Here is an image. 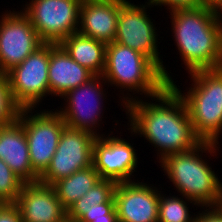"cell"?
I'll return each mask as SVG.
<instances>
[{
	"label": "cell",
	"instance_id": "cell-1",
	"mask_svg": "<svg viewBox=\"0 0 222 222\" xmlns=\"http://www.w3.org/2000/svg\"><path fill=\"white\" fill-rule=\"evenodd\" d=\"M141 98L135 95L125 106L130 126L127 130L157 148L158 163L170 154L189 151L202 142L195 135L184 100L171 85L152 96L150 102Z\"/></svg>",
	"mask_w": 222,
	"mask_h": 222
},
{
	"label": "cell",
	"instance_id": "cell-2",
	"mask_svg": "<svg viewBox=\"0 0 222 222\" xmlns=\"http://www.w3.org/2000/svg\"><path fill=\"white\" fill-rule=\"evenodd\" d=\"M174 43L188 73L222 67L218 13L203 5L171 11Z\"/></svg>",
	"mask_w": 222,
	"mask_h": 222
},
{
	"label": "cell",
	"instance_id": "cell-3",
	"mask_svg": "<svg viewBox=\"0 0 222 222\" xmlns=\"http://www.w3.org/2000/svg\"><path fill=\"white\" fill-rule=\"evenodd\" d=\"M217 145L201 142L189 151L170 154L159 162L179 195L195 201L200 207L221 206V179L212 170L211 164L202 159L207 157V153L215 156L220 148ZM203 153L206 154L203 156Z\"/></svg>",
	"mask_w": 222,
	"mask_h": 222
},
{
	"label": "cell",
	"instance_id": "cell-4",
	"mask_svg": "<svg viewBox=\"0 0 222 222\" xmlns=\"http://www.w3.org/2000/svg\"><path fill=\"white\" fill-rule=\"evenodd\" d=\"M102 77L110 86L123 92L120 101L123 110L134 100V94L150 98L159 94L168 84L161 69L147 56L128 46L112 42L106 46L105 68ZM122 89V90H121ZM132 92V95H130ZM132 96V97H131ZM131 97V98H130Z\"/></svg>",
	"mask_w": 222,
	"mask_h": 222
},
{
	"label": "cell",
	"instance_id": "cell-5",
	"mask_svg": "<svg viewBox=\"0 0 222 222\" xmlns=\"http://www.w3.org/2000/svg\"><path fill=\"white\" fill-rule=\"evenodd\" d=\"M189 74L193 83L187 92L182 93L176 81L171 86L186 104L195 135L202 142L218 144L222 133V67Z\"/></svg>",
	"mask_w": 222,
	"mask_h": 222
},
{
	"label": "cell",
	"instance_id": "cell-6",
	"mask_svg": "<svg viewBox=\"0 0 222 222\" xmlns=\"http://www.w3.org/2000/svg\"><path fill=\"white\" fill-rule=\"evenodd\" d=\"M152 5L145 2L143 5H135L131 0H126L120 7L116 43L128 46L129 48L149 57L160 69L164 80L171 85L172 79L166 66L163 65L161 55L158 49V34L153 24L152 17L146 12L147 7L150 9Z\"/></svg>",
	"mask_w": 222,
	"mask_h": 222
},
{
	"label": "cell",
	"instance_id": "cell-7",
	"mask_svg": "<svg viewBox=\"0 0 222 222\" xmlns=\"http://www.w3.org/2000/svg\"><path fill=\"white\" fill-rule=\"evenodd\" d=\"M35 110L21 109L17 120L26 134L32 169L41 176L51 163L66 125L56 110Z\"/></svg>",
	"mask_w": 222,
	"mask_h": 222
},
{
	"label": "cell",
	"instance_id": "cell-8",
	"mask_svg": "<svg viewBox=\"0 0 222 222\" xmlns=\"http://www.w3.org/2000/svg\"><path fill=\"white\" fill-rule=\"evenodd\" d=\"M83 0H31L22 11L44 43L59 44L78 32ZM25 6V7H24Z\"/></svg>",
	"mask_w": 222,
	"mask_h": 222
},
{
	"label": "cell",
	"instance_id": "cell-9",
	"mask_svg": "<svg viewBox=\"0 0 222 222\" xmlns=\"http://www.w3.org/2000/svg\"><path fill=\"white\" fill-rule=\"evenodd\" d=\"M49 60L50 43H44L6 73L12 98L21 109H37L42 100L50 95Z\"/></svg>",
	"mask_w": 222,
	"mask_h": 222
},
{
	"label": "cell",
	"instance_id": "cell-10",
	"mask_svg": "<svg viewBox=\"0 0 222 222\" xmlns=\"http://www.w3.org/2000/svg\"><path fill=\"white\" fill-rule=\"evenodd\" d=\"M105 84L107 82L102 76H94L87 83L73 88L61 97L66 102L65 106L56 111L67 127L90 132L96 137L105 135L99 134L97 129L100 128L104 116L103 101L107 97V93H104L106 89L103 88Z\"/></svg>",
	"mask_w": 222,
	"mask_h": 222
},
{
	"label": "cell",
	"instance_id": "cell-11",
	"mask_svg": "<svg viewBox=\"0 0 222 222\" xmlns=\"http://www.w3.org/2000/svg\"><path fill=\"white\" fill-rule=\"evenodd\" d=\"M0 17V73L6 74L44 42L22 10H7Z\"/></svg>",
	"mask_w": 222,
	"mask_h": 222
},
{
	"label": "cell",
	"instance_id": "cell-12",
	"mask_svg": "<svg viewBox=\"0 0 222 222\" xmlns=\"http://www.w3.org/2000/svg\"><path fill=\"white\" fill-rule=\"evenodd\" d=\"M96 136L90 132L65 127L51 163L39 177V182L53 185L74 172L92 166Z\"/></svg>",
	"mask_w": 222,
	"mask_h": 222
},
{
	"label": "cell",
	"instance_id": "cell-13",
	"mask_svg": "<svg viewBox=\"0 0 222 222\" xmlns=\"http://www.w3.org/2000/svg\"><path fill=\"white\" fill-rule=\"evenodd\" d=\"M113 132L97 137L93 144L92 165L101 179H110L116 183L130 182L138 167L136 149L129 141Z\"/></svg>",
	"mask_w": 222,
	"mask_h": 222
},
{
	"label": "cell",
	"instance_id": "cell-14",
	"mask_svg": "<svg viewBox=\"0 0 222 222\" xmlns=\"http://www.w3.org/2000/svg\"><path fill=\"white\" fill-rule=\"evenodd\" d=\"M161 191L136 181L117 183L114 190L118 222H158Z\"/></svg>",
	"mask_w": 222,
	"mask_h": 222
},
{
	"label": "cell",
	"instance_id": "cell-15",
	"mask_svg": "<svg viewBox=\"0 0 222 222\" xmlns=\"http://www.w3.org/2000/svg\"><path fill=\"white\" fill-rule=\"evenodd\" d=\"M23 222H63L67 210L52 185L38 182L24 183L15 203Z\"/></svg>",
	"mask_w": 222,
	"mask_h": 222
},
{
	"label": "cell",
	"instance_id": "cell-16",
	"mask_svg": "<svg viewBox=\"0 0 222 222\" xmlns=\"http://www.w3.org/2000/svg\"><path fill=\"white\" fill-rule=\"evenodd\" d=\"M125 1L83 0L78 32L105 44L114 42L120 7Z\"/></svg>",
	"mask_w": 222,
	"mask_h": 222
},
{
	"label": "cell",
	"instance_id": "cell-17",
	"mask_svg": "<svg viewBox=\"0 0 222 222\" xmlns=\"http://www.w3.org/2000/svg\"><path fill=\"white\" fill-rule=\"evenodd\" d=\"M94 76L86 67L74 61L60 44L50 43L48 80L51 97L61 98Z\"/></svg>",
	"mask_w": 222,
	"mask_h": 222
},
{
	"label": "cell",
	"instance_id": "cell-18",
	"mask_svg": "<svg viewBox=\"0 0 222 222\" xmlns=\"http://www.w3.org/2000/svg\"><path fill=\"white\" fill-rule=\"evenodd\" d=\"M0 159L25 183L39 181L40 176L32 169L30 163L24 128L18 120L0 126Z\"/></svg>",
	"mask_w": 222,
	"mask_h": 222
},
{
	"label": "cell",
	"instance_id": "cell-19",
	"mask_svg": "<svg viewBox=\"0 0 222 222\" xmlns=\"http://www.w3.org/2000/svg\"><path fill=\"white\" fill-rule=\"evenodd\" d=\"M69 56L95 76H102L105 68L106 46L104 42L76 32L59 43Z\"/></svg>",
	"mask_w": 222,
	"mask_h": 222
},
{
	"label": "cell",
	"instance_id": "cell-20",
	"mask_svg": "<svg viewBox=\"0 0 222 222\" xmlns=\"http://www.w3.org/2000/svg\"><path fill=\"white\" fill-rule=\"evenodd\" d=\"M99 180H101L99 173L92 165L56 181L52 186L61 204L68 210L72 204L83 197Z\"/></svg>",
	"mask_w": 222,
	"mask_h": 222
},
{
	"label": "cell",
	"instance_id": "cell-21",
	"mask_svg": "<svg viewBox=\"0 0 222 222\" xmlns=\"http://www.w3.org/2000/svg\"><path fill=\"white\" fill-rule=\"evenodd\" d=\"M116 182L110 179L99 180L83 197L78 199L67 210V218L77 222L88 210L97 204L108 202L114 196Z\"/></svg>",
	"mask_w": 222,
	"mask_h": 222
},
{
	"label": "cell",
	"instance_id": "cell-22",
	"mask_svg": "<svg viewBox=\"0 0 222 222\" xmlns=\"http://www.w3.org/2000/svg\"><path fill=\"white\" fill-rule=\"evenodd\" d=\"M164 193H160L159 197V209H158V222H194L196 215H191L189 210V202L192 205H199L184 196L177 197L167 196ZM185 198V200H184ZM188 201V202H187ZM188 203V205H187ZM193 216V217H192Z\"/></svg>",
	"mask_w": 222,
	"mask_h": 222
},
{
	"label": "cell",
	"instance_id": "cell-23",
	"mask_svg": "<svg viewBox=\"0 0 222 222\" xmlns=\"http://www.w3.org/2000/svg\"><path fill=\"white\" fill-rule=\"evenodd\" d=\"M25 182L0 159V204L16 203Z\"/></svg>",
	"mask_w": 222,
	"mask_h": 222
},
{
	"label": "cell",
	"instance_id": "cell-24",
	"mask_svg": "<svg viewBox=\"0 0 222 222\" xmlns=\"http://www.w3.org/2000/svg\"><path fill=\"white\" fill-rule=\"evenodd\" d=\"M21 108L14 102L6 74L0 73V126L18 119Z\"/></svg>",
	"mask_w": 222,
	"mask_h": 222
},
{
	"label": "cell",
	"instance_id": "cell-25",
	"mask_svg": "<svg viewBox=\"0 0 222 222\" xmlns=\"http://www.w3.org/2000/svg\"><path fill=\"white\" fill-rule=\"evenodd\" d=\"M152 7L155 6H165L171 11L179 9H195L202 7L204 5L203 0H147Z\"/></svg>",
	"mask_w": 222,
	"mask_h": 222
},
{
	"label": "cell",
	"instance_id": "cell-26",
	"mask_svg": "<svg viewBox=\"0 0 222 222\" xmlns=\"http://www.w3.org/2000/svg\"><path fill=\"white\" fill-rule=\"evenodd\" d=\"M104 215H117L114 196L108 202L97 204L96 208L88 210L77 222H91V218L104 217Z\"/></svg>",
	"mask_w": 222,
	"mask_h": 222
},
{
	"label": "cell",
	"instance_id": "cell-27",
	"mask_svg": "<svg viewBox=\"0 0 222 222\" xmlns=\"http://www.w3.org/2000/svg\"><path fill=\"white\" fill-rule=\"evenodd\" d=\"M0 222H23L20 210L15 203L0 204Z\"/></svg>",
	"mask_w": 222,
	"mask_h": 222
},
{
	"label": "cell",
	"instance_id": "cell-28",
	"mask_svg": "<svg viewBox=\"0 0 222 222\" xmlns=\"http://www.w3.org/2000/svg\"><path fill=\"white\" fill-rule=\"evenodd\" d=\"M201 209H203V211L196 214L194 222H222L221 206L201 207Z\"/></svg>",
	"mask_w": 222,
	"mask_h": 222
},
{
	"label": "cell",
	"instance_id": "cell-29",
	"mask_svg": "<svg viewBox=\"0 0 222 222\" xmlns=\"http://www.w3.org/2000/svg\"><path fill=\"white\" fill-rule=\"evenodd\" d=\"M204 5L219 13L222 11V0H203Z\"/></svg>",
	"mask_w": 222,
	"mask_h": 222
},
{
	"label": "cell",
	"instance_id": "cell-30",
	"mask_svg": "<svg viewBox=\"0 0 222 222\" xmlns=\"http://www.w3.org/2000/svg\"><path fill=\"white\" fill-rule=\"evenodd\" d=\"M91 222H118L117 215H104V217L91 218Z\"/></svg>",
	"mask_w": 222,
	"mask_h": 222
},
{
	"label": "cell",
	"instance_id": "cell-31",
	"mask_svg": "<svg viewBox=\"0 0 222 222\" xmlns=\"http://www.w3.org/2000/svg\"><path fill=\"white\" fill-rule=\"evenodd\" d=\"M220 25H221V43H222V11L218 13Z\"/></svg>",
	"mask_w": 222,
	"mask_h": 222
},
{
	"label": "cell",
	"instance_id": "cell-32",
	"mask_svg": "<svg viewBox=\"0 0 222 222\" xmlns=\"http://www.w3.org/2000/svg\"><path fill=\"white\" fill-rule=\"evenodd\" d=\"M63 222H73V221H71L70 219H66V220H64Z\"/></svg>",
	"mask_w": 222,
	"mask_h": 222
}]
</instances>
